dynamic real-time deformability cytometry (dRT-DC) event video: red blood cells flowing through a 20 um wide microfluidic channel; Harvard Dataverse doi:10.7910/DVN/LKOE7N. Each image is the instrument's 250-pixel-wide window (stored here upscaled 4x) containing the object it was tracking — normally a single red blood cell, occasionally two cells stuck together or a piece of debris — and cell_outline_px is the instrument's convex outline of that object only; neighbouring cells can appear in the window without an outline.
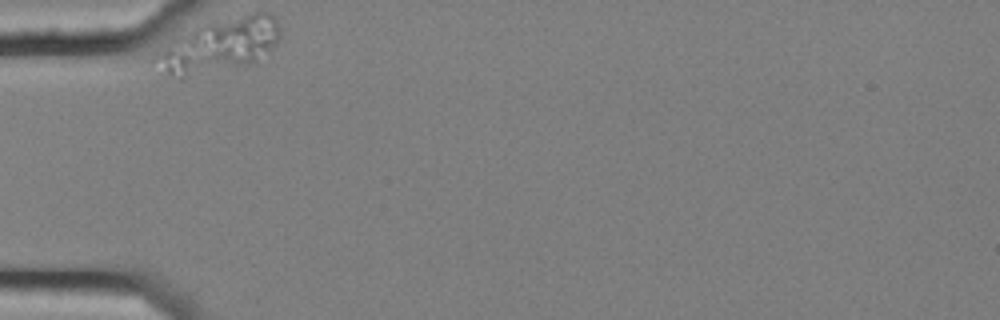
{"species": "common noctule bat (a hibernating species)", "species_latin": "Nyctalus noctula", "temperature_condition": "cold", "stored_images_in_passage": 4, "camera_frame_rate_fps": 3000, "um_per_image_px": 0.085, "animal": {"sex": "female", "body_mass_g": 25.1}, "frame": {"image": 1, "passage_image": 1, "time_ms": 0.0, "image_size_px": [1000, 320], "cell_outline_px": [[280, 36], [276, 44], [256, 60], [248, 64], [180, 80], [172, 76], [152, 60], [152, 56], [156, 52], [196, 28], [204, 24], [252, 12], [268, 12], [276, 20], [280, 28]], "centroid_in_image_um": [18.68, 3.88], "position_along_channel_um": 66.3, "area_um2": 38.09}}
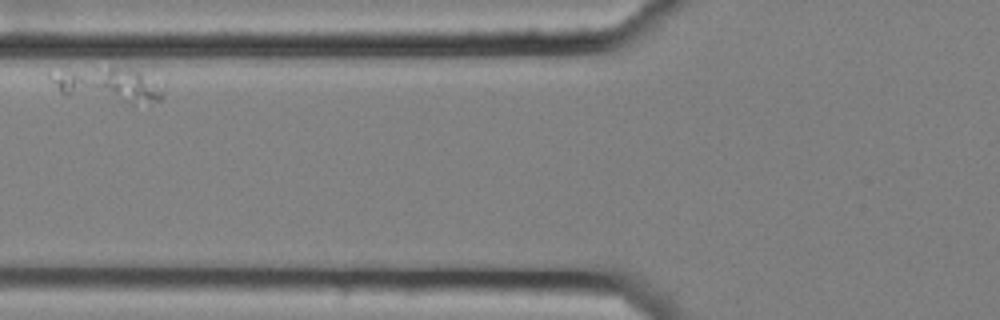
{"frame": {"image": 2, "passage_image": 2, "time_ms": 0.333, "image_size_px": [1000, 320], "cell_outline_px": [[164, 96], [160, 100], [132, 104], [128, 104], [60, 92], [48, 76], [48, 72], [108, 68], [116, 68], [140, 72], [164, 92]], "centroid_in_image_um": [9.16, 7.23], "position_along_channel_um": 116.6, "area_um2": 21.27}}
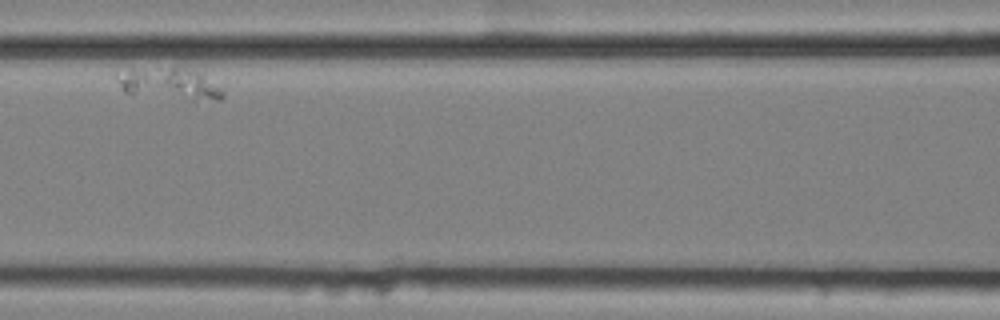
{"frame": {"image": 3, "passage_image": 3, "time_ms": 0.667, "image_size_px": [1000, 320], "cell_outline_px": [[224, 96], [220, 100], [192, 100], [124, 92], [116, 80], [116, 72], [172, 68], [176, 68], [200, 72], [224, 88]], "centroid_in_image_um": [14.5, 7.15], "position_along_channel_um": 152.1, "area_um2": 18.9}}